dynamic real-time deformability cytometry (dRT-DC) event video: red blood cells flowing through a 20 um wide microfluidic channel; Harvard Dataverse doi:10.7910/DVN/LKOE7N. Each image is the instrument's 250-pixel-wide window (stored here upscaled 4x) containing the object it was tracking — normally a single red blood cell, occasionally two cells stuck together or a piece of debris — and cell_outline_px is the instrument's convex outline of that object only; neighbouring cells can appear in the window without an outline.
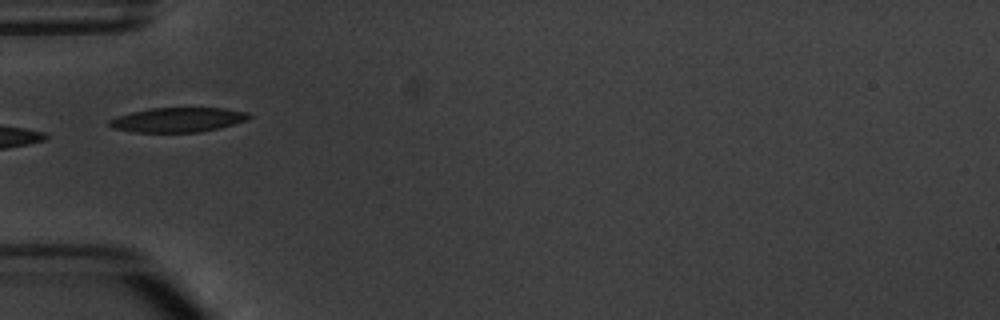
{"species": "common noctule bat (a hibernating species)", "species_latin": "Nyctalus noctula", "temperature_condition": "warm", "stored_images_in_passage": 4, "camera_frame_rate_fps": 3000, "um_per_image_px": 0.085, "animal": {"sex": "male", "body_mass_g": 20.1, "forearm_length_mm": 53.5}, "frame": {"image": 1, "passage_image": 4, "time_ms": 4.333, "image_size_px": [1000, 320], "cell_outline_px": [[252, 116], [248, 120], [220, 128], [200, 132], [132, 132], [112, 128], [108, 124], [108, 120], [132, 112], [152, 108], [224, 108], [248, 112]], "centroid_in_image_um": [15.15, 10.19], "position_along_channel_um": 69.8, "area_um2": 20.0}}